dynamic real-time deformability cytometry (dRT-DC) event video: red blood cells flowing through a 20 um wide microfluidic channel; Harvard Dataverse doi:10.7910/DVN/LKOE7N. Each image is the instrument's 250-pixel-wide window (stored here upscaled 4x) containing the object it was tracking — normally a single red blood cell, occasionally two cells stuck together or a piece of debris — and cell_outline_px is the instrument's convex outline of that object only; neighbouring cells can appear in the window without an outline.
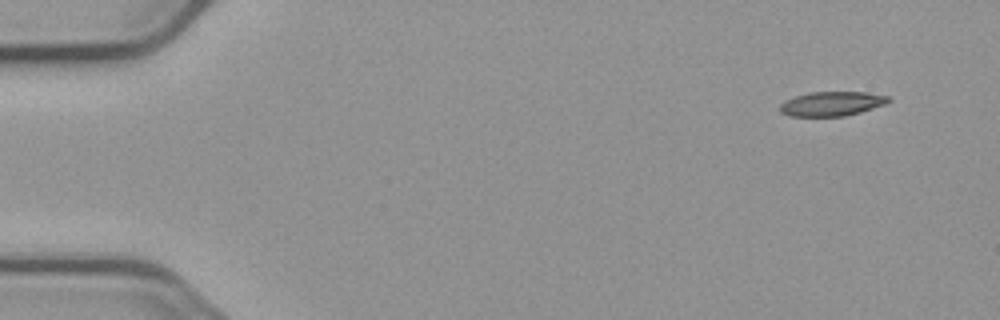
{"species": "common noctule bat (a hibernating species)", "species_latin": "Nyctalus noctula", "temperature_condition": "cold", "stored_images_in_passage": 4, "camera_frame_rate_fps": 3000, "um_per_image_px": 0.085, "animal": {"sex": "male", "body_mass_g": 23.1, "forearm_length_mm": 52.7}, "frame": {"image": 1, "passage_image": 1, "time_ms": 0.0, "image_size_px": [1000, 320], "cell_outline_px": [[892, 100], [884, 104], [860, 112], [844, 116], [788, 116], [780, 112], [780, 104], [784, 100], [808, 92], [868, 92], [888, 96]], "centroid_in_image_um": [70.68, 8.81], "position_along_channel_um": 14.3, "area_um2": 15.43}}